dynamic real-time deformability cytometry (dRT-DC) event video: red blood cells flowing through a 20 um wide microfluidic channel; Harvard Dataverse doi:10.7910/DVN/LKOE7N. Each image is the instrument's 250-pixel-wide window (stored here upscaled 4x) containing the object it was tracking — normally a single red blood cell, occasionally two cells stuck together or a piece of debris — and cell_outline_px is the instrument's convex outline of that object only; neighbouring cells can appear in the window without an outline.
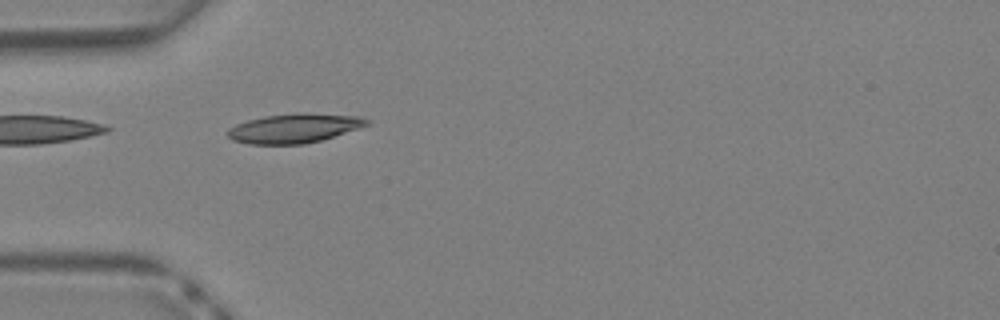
{"species": "Egyptian fruit bat (a non-hibernating species)", "species_latin": "Rousettus aegyptiacus", "temperature_condition": "warm", "stored_images_in_passage": 39, "camera_frame_rate_fps": 3000, "um_per_image_px": 0.085, "animal": {"sex": "female"}, "frame": {"image": 1, "passage_image": 12, "time_ms": 3.667, "image_size_px": [1000, 320], "cell_outline_px": [[372, 124], [360, 128], [320, 140], [304, 144], [248, 144], [232, 140], [228, 136], [228, 128], [236, 124], [248, 120], [264, 116], [304, 112], [360, 116], [368, 120]], "centroid_in_image_um": [25.02, 10.89], "position_along_channel_um": 60.0, "area_um2": 23.81}}
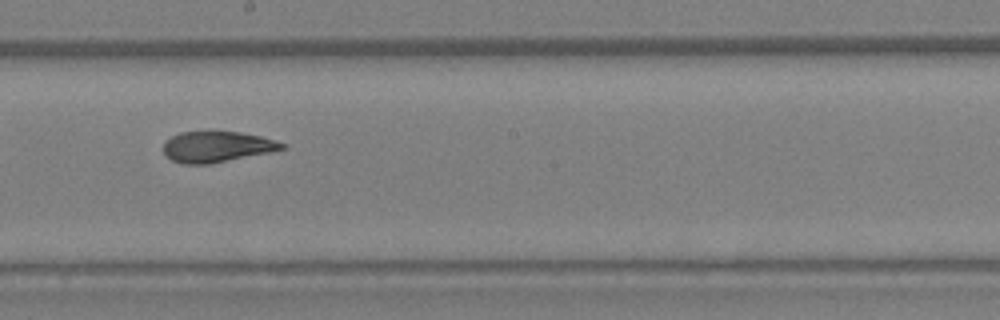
{"frame": {"image": 2, "passage_image": 22, "time_ms": 7.0, "image_size_px": [1000, 320], "cell_outline_px": [[288, 148], [272, 152], [208, 164], [184, 164], [172, 160], [164, 152], [164, 144], [172, 136], [180, 132], [240, 132], [260, 136], [276, 140], [288, 144]], "centroid_in_image_um": [18.51, 12.48], "position_along_channel_um": 229.7, "area_um2": 21.21}}
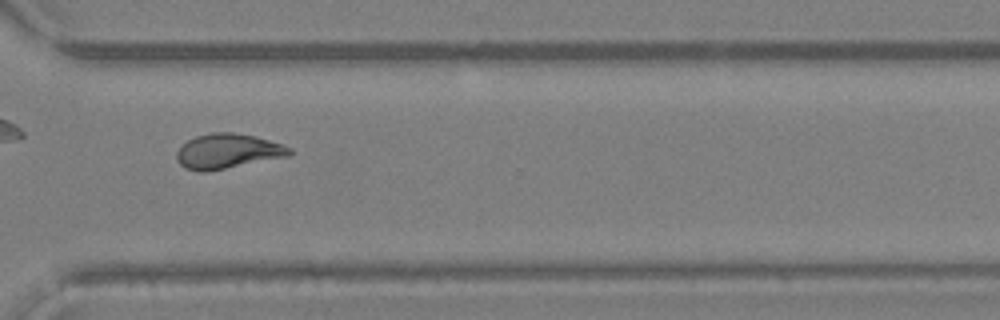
{"frame": {"image": 3, "passage_image": 29, "time_ms": 9.333, "image_size_px": [1000, 320], "cell_outline_px": [[292, 152], [288, 156], [208, 172], [200, 172], [184, 168], [176, 160], [176, 152], [188, 140], [196, 136], [212, 132], [232, 132], [256, 136], [284, 144], [292, 148]], "centroid_in_image_um": [19.36, 12.86], "position_along_channel_um": 351.2, "area_um2": 23.12}}